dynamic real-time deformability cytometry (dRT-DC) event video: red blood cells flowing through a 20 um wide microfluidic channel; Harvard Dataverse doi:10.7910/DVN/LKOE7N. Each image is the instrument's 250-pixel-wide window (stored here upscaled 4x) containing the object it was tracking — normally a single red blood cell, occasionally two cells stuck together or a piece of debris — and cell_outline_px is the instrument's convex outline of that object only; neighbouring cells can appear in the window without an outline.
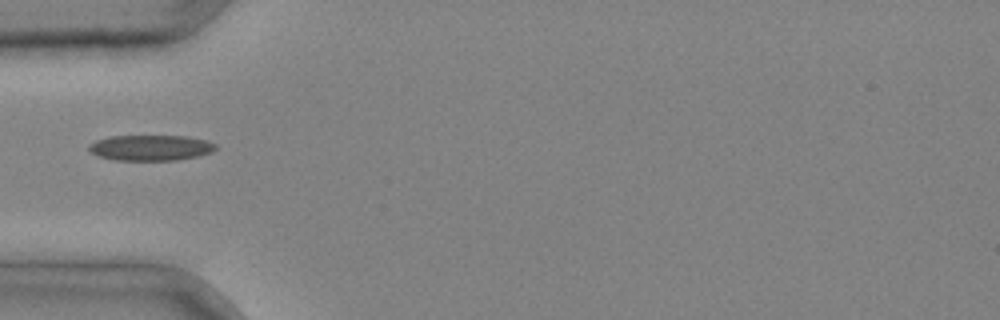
{"species": "common noctule bat (a hibernating species)", "species_latin": "Nyctalus noctula", "temperature_condition": "cold", "stored_images_in_passage": 1, "camera_frame_rate_fps": 3000, "um_per_image_px": 0.085, "animal": {"sex": "male", "body_mass_g": 20.4}, "frame": {"image": 1, "passage_image": 1, "time_ms": 0.0, "image_size_px": [1000, 320], "cell_outline_px": [[216, 148], [212, 152], [196, 156], [176, 160], [116, 160], [100, 156], [92, 152], [88, 148], [88, 144], [96, 140], [112, 136], [184, 136], [208, 140], [216, 144]], "centroid_in_image_um": [12.82, 12.55], "position_along_channel_um": 72.2, "area_um2": 18.79}}